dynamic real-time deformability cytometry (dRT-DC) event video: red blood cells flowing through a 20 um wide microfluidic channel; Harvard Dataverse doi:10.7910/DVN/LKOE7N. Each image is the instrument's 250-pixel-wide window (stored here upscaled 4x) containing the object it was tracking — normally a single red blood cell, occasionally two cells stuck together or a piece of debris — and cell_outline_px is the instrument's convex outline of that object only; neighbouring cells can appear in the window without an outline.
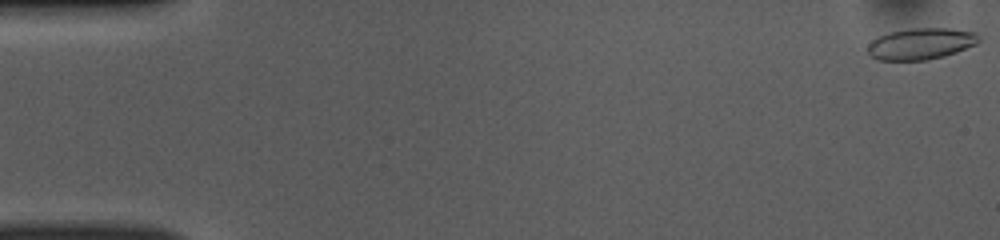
{"species": "common noctule bat (a hibernating species)", "species_latin": "Nyctalus noctula", "temperature_condition": "room temperature", "stored_images_in_passage": 51, "camera_frame_rate_fps": 3000, "um_per_image_px": 0.085, "animal": {"sex": "female", "body_mass_g": 10.0, "forearm_length_mm": 53.1}, "frame": {"image": 1, "passage_image": 1, "time_ms": 0.0, "image_size_px": [1000, 240], "cell_outline_px": [[980, 40], [976, 44], [956, 52], [944, 56], [928, 60], [876, 60], [868, 52], [868, 44], [876, 36], [888, 32], [908, 28], [952, 28], [976, 32], [980, 36]], "centroid_in_image_um": [78.27, 3.7], "position_along_channel_um": 6.7, "area_um2": 20.63}}
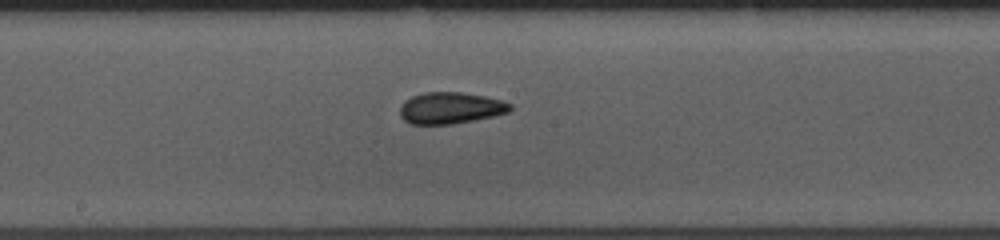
{"frame": {"image": 2, "passage_image": 27, "time_ms": 8.667, "image_size_px": [1000, 240], "cell_outline_px": [[512, 108], [508, 112], [492, 116], [452, 124], [412, 124], [404, 120], [400, 116], [400, 108], [404, 100], [412, 96], [424, 92], [460, 92], [484, 96], [500, 100], [512, 104]], "centroid_in_image_um": [38.26, 9.17], "position_along_channel_um": 209.9, "area_um2": 20.11}}
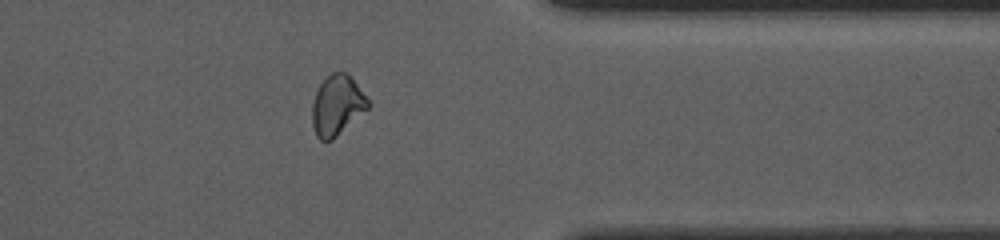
{"frame": {"image": 3, "passage_image": 41, "time_ms": 13.333, "image_size_px": [1000, 240], "cell_outline_px": [[372, 104], [368, 108], [332, 140], [320, 140], [316, 136], [312, 124], [312, 104], [316, 92], [320, 84], [332, 72], [348, 72]], "centroid_in_image_um": [28.65, 8.94], "position_along_channel_um": 382.7, "area_um2": 19.48}, "authors_computed_cell_mechanics": {"area_um2": 20.3456, "velocity_mm_per_s": 3.9517, "shape_relaxation_time_tau1_ms": 5.9197, "shape_relaxation_time_tau2_ms": 2.1832, "deformation_change_tau1": 0.1203, "deformation_change_tau2": 0.0652}}